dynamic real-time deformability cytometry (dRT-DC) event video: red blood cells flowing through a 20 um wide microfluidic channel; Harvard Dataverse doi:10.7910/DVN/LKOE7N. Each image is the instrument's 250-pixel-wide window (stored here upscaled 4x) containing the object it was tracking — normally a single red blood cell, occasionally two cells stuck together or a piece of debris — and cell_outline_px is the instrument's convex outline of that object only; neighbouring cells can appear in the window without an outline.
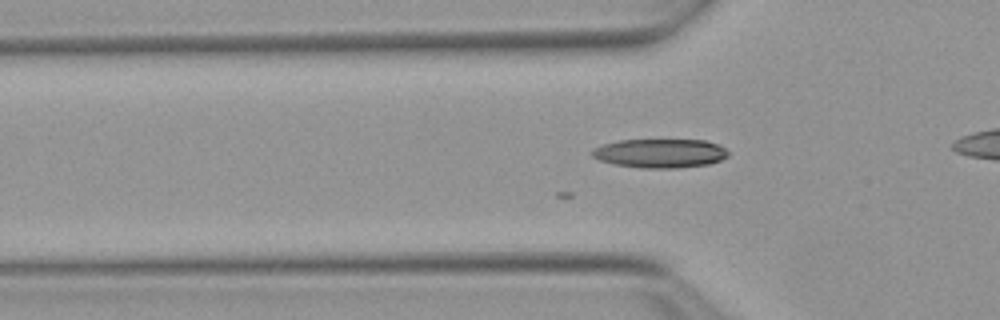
{"species": "Egyptian fruit bat (a non-hibernating species)", "species_latin": "Rousettus aegyptiacus", "temperature_condition": "warm", "stored_images_in_passage": 38, "camera_frame_rate_fps": 3000, "um_per_image_px": 0.085, "animal": {"sex": "female"}, "frame": {"image": 1, "passage_image": 10, "time_ms": 3.0, "image_size_px": [1000, 320], "cell_outline_px": [[728, 156], [720, 160], [708, 164], [676, 168], [640, 168], [616, 164], [600, 160], [592, 156], [588, 152], [592, 148], [604, 144], [620, 140], [704, 140], [720, 144], [728, 152]], "centroid_in_image_um": [56.09, 13.02], "position_along_channel_um": 69.7, "area_um2": 23.0}}
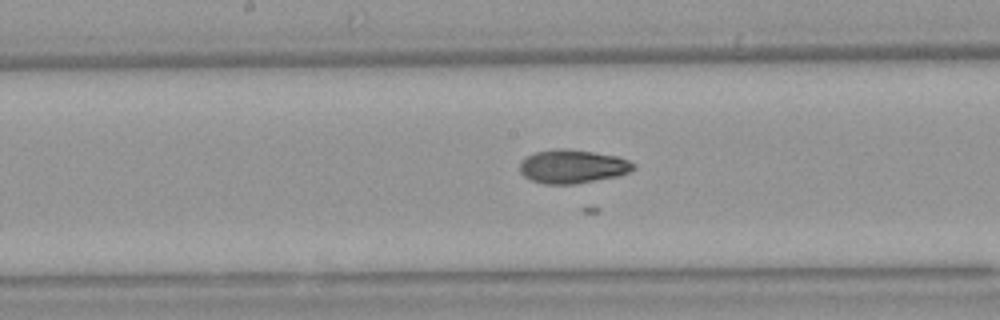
{"frame": {"image": 2, "passage_image": 20, "time_ms": 6.333, "image_size_px": [1000, 320], "cell_outline_px": [[636, 168], [620, 176], [576, 184], [544, 184], [532, 180], [524, 176], [520, 172], [520, 164], [528, 156], [536, 152], [556, 148], [564, 148], [592, 152], [616, 156], [628, 160], [636, 164]], "centroid_in_image_um": [48.7, 14.16], "position_along_channel_um": 199.5, "area_um2": 22.25}}
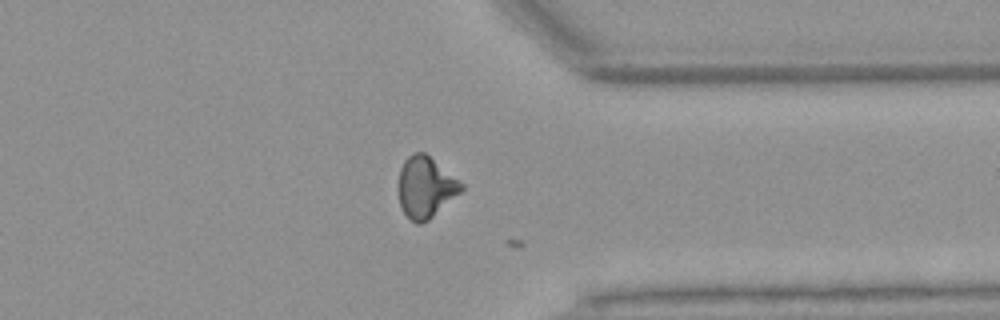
{"frame": {"image": 3, "passage_image": 34, "time_ms": 11.0, "image_size_px": [1000, 320], "cell_outline_px": [[464, 188], [460, 192], [428, 220], [420, 224], [416, 224], [404, 212], [400, 204], [400, 168], [404, 160], [412, 152], [424, 152], [464, 184]], "centroid_in_image_um": [36.18, 15.9], "position_along_channel_um": 375.2, "area_um2": 21.85}}